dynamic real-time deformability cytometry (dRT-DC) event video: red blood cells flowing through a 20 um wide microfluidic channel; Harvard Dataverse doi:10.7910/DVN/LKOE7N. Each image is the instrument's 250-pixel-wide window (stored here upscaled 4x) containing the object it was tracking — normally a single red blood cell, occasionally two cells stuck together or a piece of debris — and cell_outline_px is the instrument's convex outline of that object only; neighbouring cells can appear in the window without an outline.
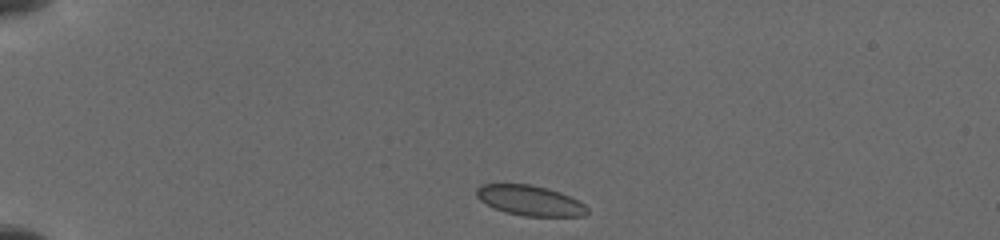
{"species": "common noctule bat (a hibernating species)", "species_latin": "Nyctalus noctula", "temperature_condition": "cold", "stored_images_in_passage": 8, "camera_frame_rate_fps": 3000, "um_per_image_px": 0.085, "animal": {"sex": "female", "body_mass_g": 19.5, "forearm_length_mm": 54.1}, "frame": {"image": 1, "passage_image": 1, "time_ms": 0.0, "image_size_px": [1000, 240], "cell_outline_px": [[588, 212], [584, 216], [524, 216], [508, 212], [496, 208], [480, 200], [476, 196], [476, 188], [480, 184], [528, 184], [548, 188], [560, 192], [584, 204], [588, 208]], "centroid_in_image_um": [45.05, 17.03], "position_along_channel_um": 40.0, "area_um2": 19.25}}
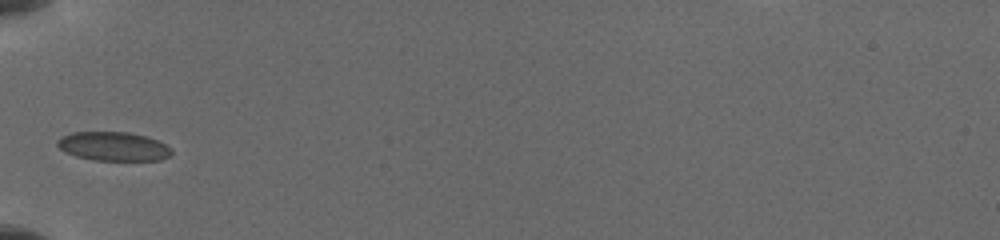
{"frame": {"image": 2, "passage_image": 6, "time_ms": 2.333, "image_size_px": [1000, 240], "cell_outline_px": [[172, 152], [168, 156], [160, 160], [92, 160], [76, 156], [64, 152], [56, 144], [56, 140], [60, 136], [72, 132], [128, 132], [144, 136], [156, 140], [172, 148]], "centroid_in_image_um": [9.58, 12.44], "position_along_channel_um": 75.4, "area_um2": 19.25}}
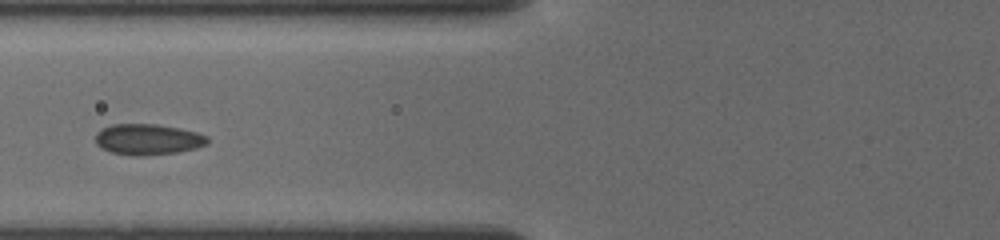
{"frame": {"image": 3, "passage_image": 7, "time_ms": 3.333, "image_size_px": [1000, 240], "cell_outline_px": [[208, 144], [196, 148], [176, 152], [140, 156], [132, 156], [112, 152], [100, 148], [96, 144], [96, 132], [100, 128], [112, 124], [156, 124], [180, 128], [196, 132], [208, 136]], "centroid_in_image_um": [12.55, 11.84], "position_along_channel_um": 113.3, "area_um2": 20.29}}